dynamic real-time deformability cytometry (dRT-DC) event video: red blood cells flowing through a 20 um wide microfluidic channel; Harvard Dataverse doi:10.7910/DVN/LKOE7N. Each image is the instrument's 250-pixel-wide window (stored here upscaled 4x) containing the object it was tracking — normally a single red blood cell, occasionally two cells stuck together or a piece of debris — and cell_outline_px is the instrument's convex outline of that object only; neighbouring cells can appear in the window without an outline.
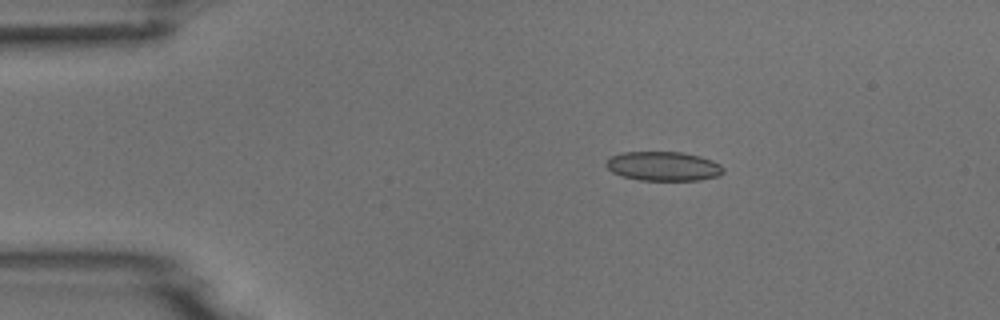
{"species": "common noctule bat (a hibernating species)", "species_latin": "Nyctalus noctula", "temperature_condition": "room temperature", "stored_images_in_passage": 4, "camera_frame_rate_fps": 3000, "um_per_image_px": 0.085, "animal": {"sex": "male", "body_mass_g": 18.8}, "frame": {"image": 1, "passage_image": 3, "time_ms": 2.667, "image_size_px": [1000, 320], "cell_outline_px": [[724, 172], [720, 176], [700, 180], [640, 180], [620, 176], [612, 172], [604, 164], [612, 156], [620, 152], [680, 152], [700, 156], [712, 160], [720, 164], [724, 168]], "centroid_in_image_um": [56.4, 14.13], "position_along_channel_um": 28.6, "area_um2": 20.11}}